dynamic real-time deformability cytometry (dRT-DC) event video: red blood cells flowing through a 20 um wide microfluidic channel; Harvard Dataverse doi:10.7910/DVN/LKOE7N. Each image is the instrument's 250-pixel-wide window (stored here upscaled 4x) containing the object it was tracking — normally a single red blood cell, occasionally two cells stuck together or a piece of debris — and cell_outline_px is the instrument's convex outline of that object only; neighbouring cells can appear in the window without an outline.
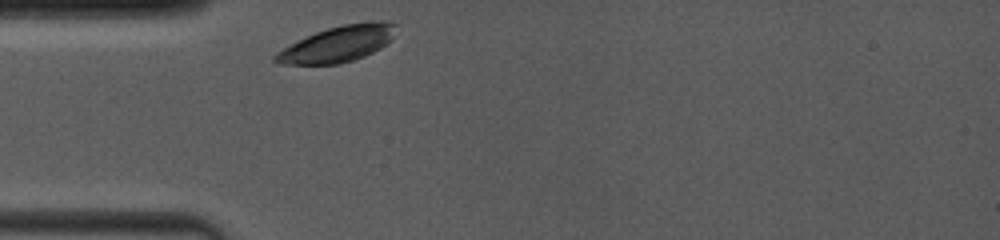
{"species": "common noctule bat (a hibernating species)", "species_latin": "Nyctalus noctula", "temperature_condition": "room temperature", "stored_images_in_passage": 23, "camera_frame_rate_fps": 4000, "um_per_image_px": 0.085, "animal": {"sex": "female", "body_mass_g": 19.0, "forearm_length_mm": 53.3}, "frame": {"image": 1, "passage_image": 1, "time_ms": 0.0, "image_size_px": [1000, 240], "cell_outline_px": [[396, 24], [392, 40], [380, 48], [364, 56], [340, 64], [280, 64], [272, 60], [272, 56], [276, 52], [316, 32], [328, 28], [344, 24], [372, 20], [380, 20]], "centroid_in_image_um": [28.73, 3.73], "position_along_channel_um": 56.3, "area_um2": 25.03}}
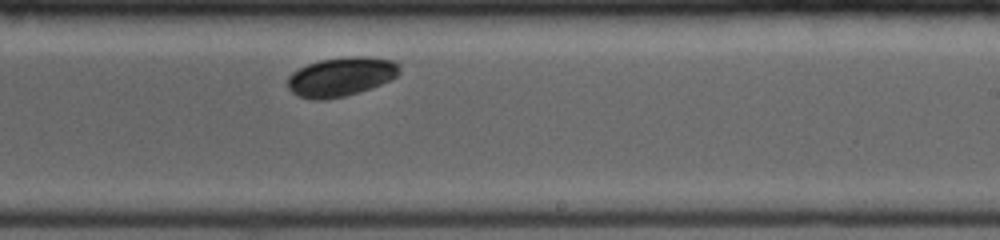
{"frame": {"image": 2, "passage_image": 14, "time_ms": 5.5, "image_size_px": [1000, 240], "cell_outline_px": [[400, 72], [396, 76], [380, 84], [344, 96], [324, 100], [312, 100], [296, 96], [288, 88], [288, 76], [292, 72], [308, 64], [320, 60], [348, 56], [364, 56], [392, 60], [400, 64]], "centroid_in_image_um": [28.95, 6.52], "position_along_channel_um": 260.0, "area_um2": 25.37}}
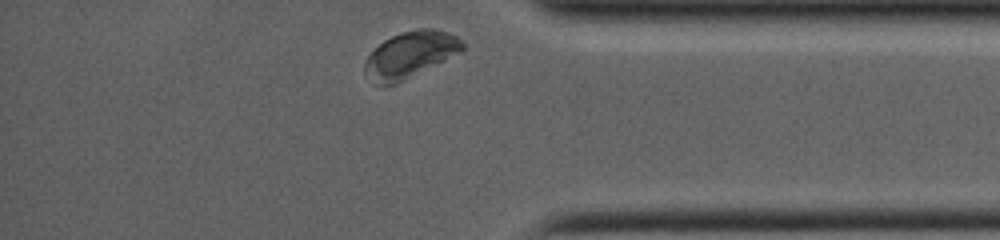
{"frame": {"image": 3, "passage_image": 23, "time_ms": 9.25, "image_size_px": [1000, 240], "cell_outline_px": [[464, 48], [460, 52], [396, 84], [376, 84], [364, 72], [364, 60], [384, 40], [400, 32], [420, 28], [436, 28], [448, 32], [456, 36], [464, 44]], "centroid_in_image_um": [34.86, 4.62], "position_along_channel_um": 400.3, "area_um2": 25.95}, "authors_computed_cell_mechanics": {"area_um2": 25.9522, "velocity_mm_per_s": 3.8036, "shape_relaxation_time_tau1_ms": 3.5277, "shape_relaxation_time_tau2_ms": null, "deformation_change_tau1": 0.1243, "deformation_change_tau2": null}}